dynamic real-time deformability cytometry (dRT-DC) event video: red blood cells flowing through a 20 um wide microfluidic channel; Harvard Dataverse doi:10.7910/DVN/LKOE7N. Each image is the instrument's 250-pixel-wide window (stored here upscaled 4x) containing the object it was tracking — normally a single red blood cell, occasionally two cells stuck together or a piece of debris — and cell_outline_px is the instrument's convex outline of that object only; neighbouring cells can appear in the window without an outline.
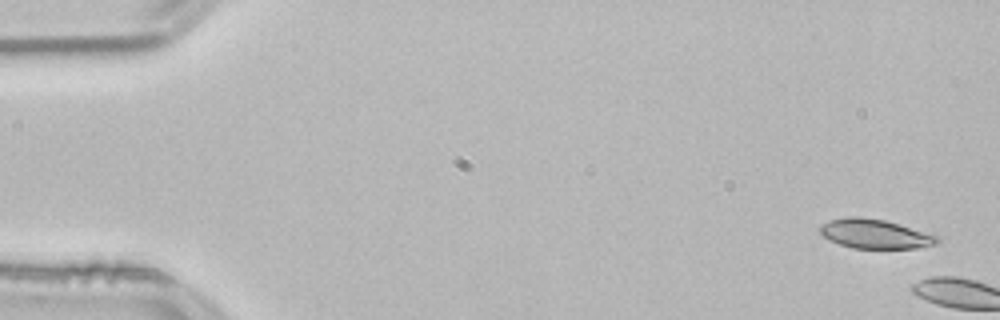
{"species": "common noctule bat (a hibernating species)", "species_latin": "Nyctalus noctula", "temperature_condition": "room temperature", "stored_images_in_passage": 3, "camera_frame_rate_fps": 3000, "um_per_image_px": 0.085, "animal": {"sex": "male", "body_mass_g": 21.5, "forearm_length_mm": 52.0}, "frame": {"image": 1, "passage_image": 1, "time_ms": 0.0, "image_size_px": [1000, 320], "cell_outline_px": [[940, 240], [936, 244], [916, 248], [852, 248], [840, 244], [824, 236], [820, 232], [820, 224], [828, 220], [848, 216], [860, 216], [884, 220], [900, 224], [940, 236]], "centroid_in_image_um": [74.39, 19.86], "position_along_channel_um": 10.6, "area_um2": 20.06}}